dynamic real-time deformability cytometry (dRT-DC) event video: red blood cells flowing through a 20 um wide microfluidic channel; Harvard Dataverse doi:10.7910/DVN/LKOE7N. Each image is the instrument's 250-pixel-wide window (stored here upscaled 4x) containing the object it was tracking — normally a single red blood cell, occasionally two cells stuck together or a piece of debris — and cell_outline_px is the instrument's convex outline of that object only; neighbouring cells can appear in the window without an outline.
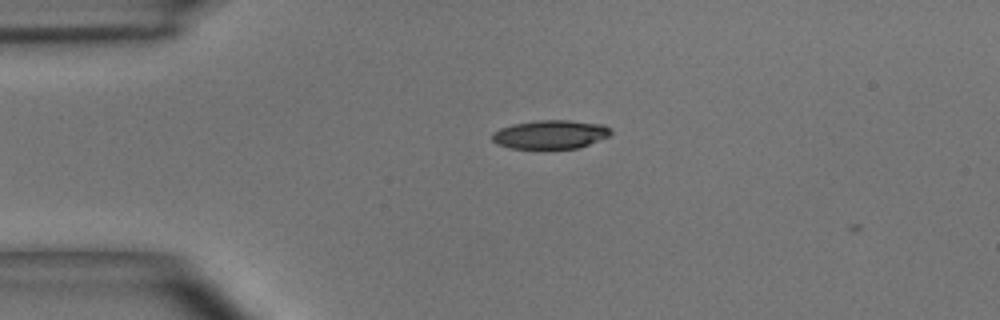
{"species": "common noctule bat (a hibernating species)", "species_latin": "Nyctalus noctula", "temperature_condition": "room temperature", "stored_images_in_passage": 2, "camera_frame_rate_fps": 3000, "um_per_image_px": 0.085, "animal": {"sex": "male", "body_mass_g": 15.6}, "frame": {"image": 1, "passage_image": 1, "time_ms": 0.0, "image_size_px": [1000, 320], "cell_outline_px": [[612, 132], [608, 136], [580, 148], [512, 148], [500, 144], [492, 140], [492, 132], [500, 128], [512, 124], [536, 120], [568, 120], [604, 124]], "centroid_in_image_um": [46.78, 11.41], "position_along_channel_um": 38.2, "area_um2": 19.71}}